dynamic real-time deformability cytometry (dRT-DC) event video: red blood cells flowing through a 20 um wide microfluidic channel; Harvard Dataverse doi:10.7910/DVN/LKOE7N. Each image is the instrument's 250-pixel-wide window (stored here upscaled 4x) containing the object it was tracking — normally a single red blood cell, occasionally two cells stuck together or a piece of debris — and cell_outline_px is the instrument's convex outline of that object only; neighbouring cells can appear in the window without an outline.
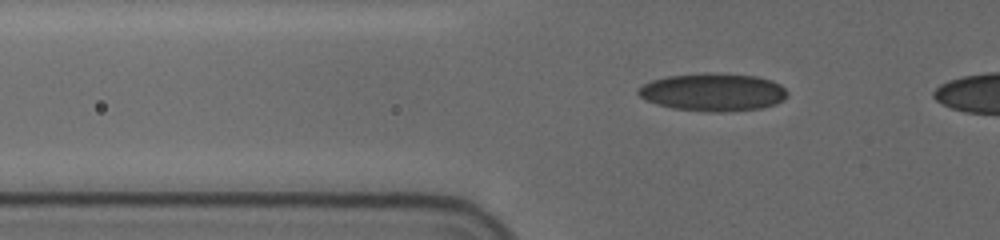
{"species": "human", "species_latin": "Homo sapiens", "temperature_condition": "cold", "stored_images_in_passage": 19, "camera_frame_rate_fps": 3000, "um_per_image_px": 0.085, "donor": {"sex": "female"}, "frame": {"image": 1, "passage_image": 16, "time_ms": 5.0, "image_size_px": [1000, 240], "cell_outline_px": [[788, 92], [784, 100], [776, 104], [760, 108], [720, 112], [708, 112], [672, 108], [656, 104], [640, 96], [636, 92], [644, 84], [652, 80], [664, 76], [704, 72], [756, 76], [772, 80], [780, 84]], "centroid_in_image_um": [60.61, 7.82], "position_along_channel_um": 65.2, "area_um2": 32.95}}